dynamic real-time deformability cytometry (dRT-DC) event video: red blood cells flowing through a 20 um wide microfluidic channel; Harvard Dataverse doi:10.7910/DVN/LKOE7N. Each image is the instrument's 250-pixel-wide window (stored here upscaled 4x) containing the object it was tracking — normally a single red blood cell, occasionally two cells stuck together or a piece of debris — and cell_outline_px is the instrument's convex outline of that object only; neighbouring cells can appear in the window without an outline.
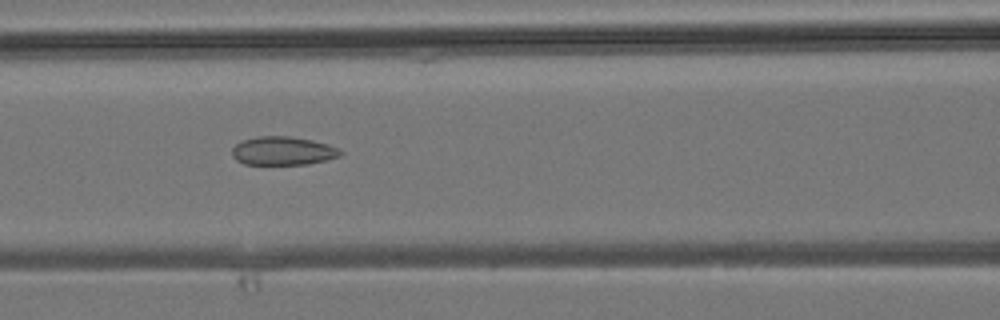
{"species": "common noctule bat (a hibernating species)", "species_latin": "Nyctalus noctula", "temperature_condition": "room temperature", "stored_images_in_passage": 45, "camera_frame_rate_fps": 3000, "um_per_image_px": 0.085, "animal": {"sex": "male", "body_mass_g": 19.2, "forearm_length_mm": 51.8}, "frame": {"image": 1, "passage_image": 19, "time_ms": 6.0, "image_size_px": [1000, 320], "cell_outline_px": [[344, 152], [340, 156], [328, 160], [308, 164], [244, 164], [236, 160], [232, 156], [232, 148], [236, 144], [244, 140], [256, 136], [288, 136], [312, 140], [328, 144], [340, 148]], "centroid_in_image_um": [24.08, 12.82], "position_along_channel_um": 142.5, "area_um2": 18.15}}
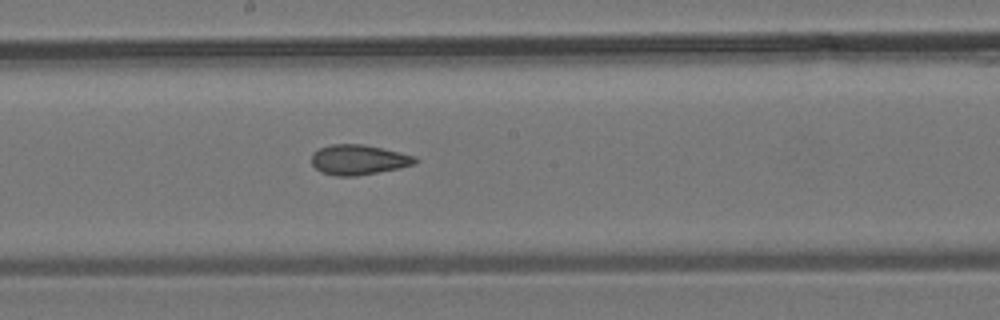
{"frame": {"image": 2, "passage_image": 24, "time_ms": 7.667, "image_size_px": [1000, 320], "cell_outline_px": [[420, 160], [416, 164], [400, 168], [356, 176], [336, 176], [320, 172], [312, 164], [312, 152], [320, 148], [332, 144], [364, 144], [400, 152], [416, 156]], "centroid_in_image_um": [30.51, 13.58], "position_along_channel_um": 217.7, "area_um2": 18.32}}
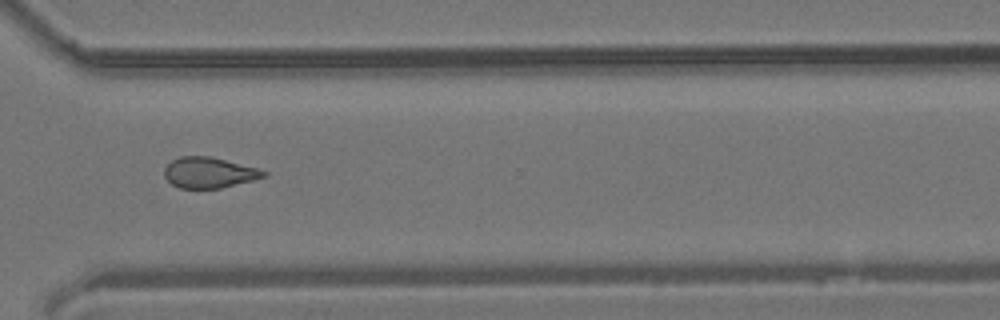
{"frame": {"image": 3, "passage_image": 33, "time_ms": 10.667, "image_size_px": [1000, 320], "cell_outline_px": [[268, 176], [220, 188], [180, 188], [172, 184], [164, 176], [164, 168], [172, 160], [180, 156], [208, 156], [260, 168], [268, 172]], "centroid_in_image_um": [17.79, 14.66], "position_along_channel_um": 352.8, "area_um2": 17.74}}